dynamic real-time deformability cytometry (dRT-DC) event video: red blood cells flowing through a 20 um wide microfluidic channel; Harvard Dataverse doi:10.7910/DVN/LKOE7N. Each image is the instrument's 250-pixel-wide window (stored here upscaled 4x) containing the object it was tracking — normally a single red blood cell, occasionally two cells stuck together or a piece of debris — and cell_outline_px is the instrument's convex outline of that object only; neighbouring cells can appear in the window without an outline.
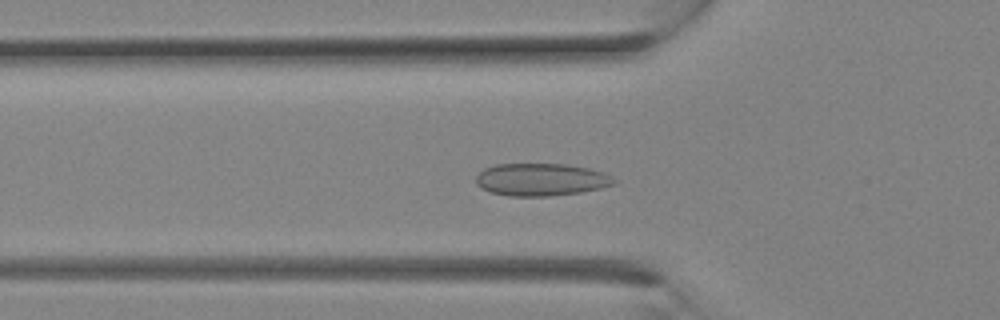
{"species": "Egyptian fruit bat (a non-hibernating species)", "species_latin": "Rousettus aegyptiacus", "temperature_condition": "room temperature", "stored_images_in_passage": 28, "camera_frame_rate_fps": 3000, "um_per_image_px": 0.085, "animal": {"sex": "female"}, "frame": {"image": 1, "passage_image": 9, "time_ms": 2.667, "image_size_px": [1000, 320], "cell_outline_px": [[620, 180], [616, 184], [600, 188], [580, 192], [548, 196], [508, 196], [492, 192], [480, 188], [476, 184], [476, 176], [484, 168], [496, 164], [564, 164], [588, 168], [604, 172]], "centroid_in_image_um": [46.02, 15.26], "position_along_channel_um": 79.8, "area_um2": 26.3}}
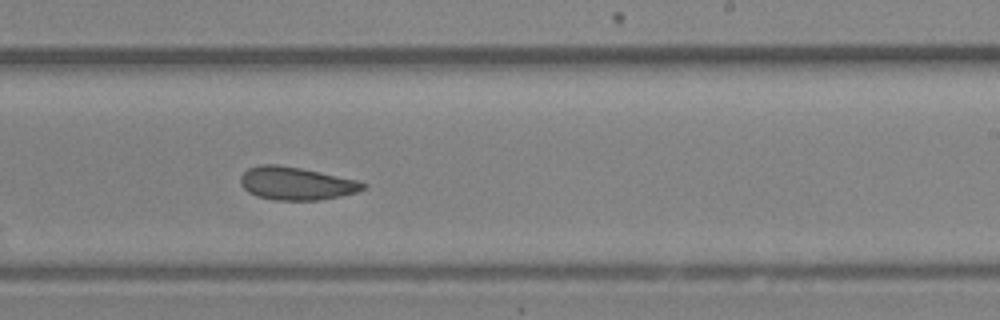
{"frame": {"image": 2, "passage_image": 17, "time_ms": 5.333, "image_size_px": [1000, 320], "cell_outline_px": [[368, 184], [364, 188], [356, 192], [340, 196], [320, 200], [276, 200], [256, 196], [248, 192], [240, 184], [240, 176], [248, 168], [260, 164], [276, 164], [300, 168], [356, 180]], "centroid_in_image_um": [25.13, 15.59], "position_along_channel_um": 263.9, "area_um2": 23.41}}
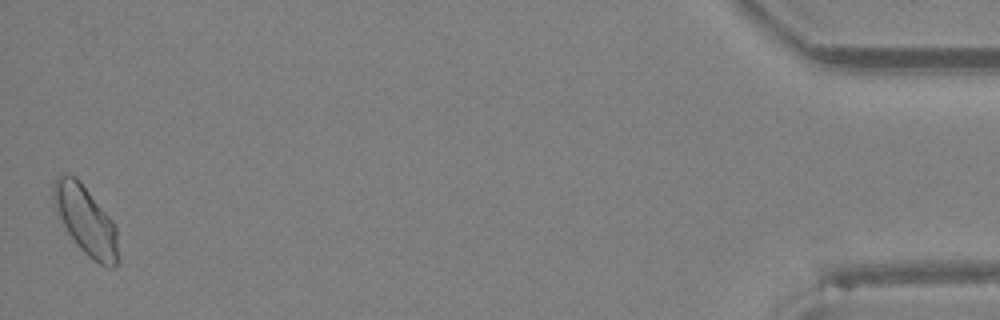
{"frame": {"image": 3, "passage_image": 28, "time_ms": 9.0, "image_size_px": [1000, 320], "cell_outline_px": [[120, 264], [112, 268], [108, 268], [100, 264], [88, 256], [80, 248], [68, 232], [52, 200], [52, 184], [56, 176], [64, 172], [76, 176], [80, 180], [116, 224], [120, 260]], "centroid_in_image_um": [7.33, 18.72], "position_along_channel_um": 427.9, "area_um2": 26.36}}